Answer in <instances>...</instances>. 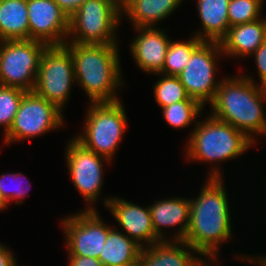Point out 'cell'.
<instances>
[{"label":"cell","instance_id":"cell-1","mask_svg":"<svg viewBox=\"0 0 266 266\" xmlns=\"http://www.w3.org/2000/svg\"><path fill=\"white\" fill-rule=\"evenodd\" d=\"M206 179L198 196L189 199L190 222L183 241L202 258L217 259L221 244L232 239V216L224 178Z\"/></svg>","mask_w":266,"mask_h":266},{"label":"cell","instance_id":"cell-2","mask_svg":"<svg viewBox=\"0 0 266 266\" xmlns=\"http://www.w3.org/2000/svg\"><path fill=\"white\" fill-rule=\"evenodd\" d=\"M266 92L249 75L221 78L211 115L224 121L256 142L255 136L266 135ZM258 134V135H257Z\"/></svg>","mask_w":266,"mask_h":266},{"label":"cell","instance_id":"cell-3","mask_svg":"<svg viewBox=\"0 0 266 266\" xmlns=\"http://www.w3.org/2000/svg\"><path fill=\"white\" fill-rule=\"evenodd\" d=\"M71 52L75 82L90 103L116 102L123 87L118 44H64Z\"/></svg>","mask_w":266,"mask_h":266},{"label":"cell","instance_id":"cell-4","mask_svg":"<svg viewBox=\"0 0 266 266\" xmlns=\"http://www.w3.org/2000/svg\"><path fill=\"white\" fill-rule=\"evenodd\" d=\"M203 121H197L187 139L186 158L216 165L209 170L208 178H222L220 162L236 159L255 144L232 125L211 114ZM221 171V172H220Z\"/></svg>","mask_w":266,"mask_h":266},{"label":"cell","instance_id":"cell-5","mask_svg":"<svg viewBox=\"0 0 266 266\" xmlns=\"http://www.w3.org/2000/svg\"><path fill=\"white\" fill-rule=\"evenodd\" d=\"M82 132L74 138L84 147L110 162L127 129V114L121 100L91 103Z\"/></svg>","mask_w":266,"mask_h":266},{"label":"cell","instance_id":"cell-6","mask_svg":"<svg viewBox=\"0 0 266 266\" xmlns=\"http://www.w3.org/2000/svg\"><path fill=\"white\" fill-rule=\"evenodd\" d=\"M121 19V9L113 1L86 0L69 18L66 43L118 44L116 31Z\"/></svg>","mask_w":266,"mask_h":266},{"label":"cell","instance_id":"cell-7","mask_svg":"<svg viewBox=\"0 0 266 266\" xmlns=\"http://www.w3.org/2000/svg\"><path fill=\"white\" fill-rule=\"evenodd\" d=\"M47 46L32 39L0 41V85L33 92L40 59Z\"/></svg>","mask_w":266,"mask_h":266},{"label":"cell","instance_id":"cell-8","mask_svg":"<svg viewBox=\"0 0 266 266\" xmlns=\"http://www.w3.org/2000/svg\"><path fill=\"white\" fill-rule=\"evenodd\" d=\"M73 84L74 63L70 50L65 45L47 46L40 59L33 92L62 111Z\"/></svg>","mask_w":266,"mask_h":266},{"label":"cell","instance_id":"cell-9","mask_svg":"<svg viewBox=\"0 0 266 266\" xmlns=\"http://www.w3.org/2000/svg\"><path fill=\"white\" fill-rule=\"evenodd\" d=\"M62 113L63 111L46 99L34 92H26L9 131L3 135L4 144L33 139L59 129L64 123Z\"/></svg>","mask_w":266,"mask_h":266},{"label":"cell","instance_id":"cell-10","mask_svg":"<svg viewBox=\"0 0 266 266\" xmlns=\"http://www.w3.org/2000/svg\"><path fill=\"white\" fill-rule=\"evenodd\" d=\"M224 56L220 42L203 41L193 52L184 70L178 75L187 95L203 106L211 103L221 80H216L218 58Z\"/></svg>","mask_w":266,"mask_h":266},{"label":"cell","instance_id":"cell-11","mask_svg":"<svg viewBox=\"0 0 266 266\" xmlns=\"http://www.w3.org/2000/svg\"><path fill=\"white\" fill-rule=\"evenodd\" d=\"M68 142L65 160L71 180L86 203H89L84 210H96L92 205L101 195L104 180L103 166H105L103 162L109 164L111 162L84 147L74 137Z\"/></svg>","mask_w":266,"mask_h":266},{"label":"cell","instance_id":"cell-12","mask_svg":"<svg viewBox=\"0 0 266 266\" xmlns=\"http://www.w3.org/2000/svg\"><path fill=\"white\" fill-rule=\"evenodd\" d=\"M68 255L98 258L109 231L96 210H82L61 220Z\"/></svg>","mask_w":266,"mask_h":266},{"label":"cell","instance_id":"cell-13","mask_svg":"<svg viewBox=\"0 0 266 266\" xmlns=\"http://www.w3.org/2000/svg\"><path fill=\"white\" fill-rule=\"evenodd\" d=\"M29 39L48 46L64 45L69 34V18L54 0H27Z\"/></svg>","mask_w":266,"mask_h":266},{"label":"cell","instance_id":"cell-14","mask_svg":"<svg viewBox=\"0 0 266 266\" xmlns=\"http://www.w3.org/2000/svg\"><path fill=\"white\" fill-rule=\"evenodd\" d=\"M103 203L124 230L123 233L140 246L148 247L162 241L153 229L149 205L141 207L118 197L104 198Z\"/></svg>","mask_w":266,"mask_h":266},{"label":"cell","instance_id":"cell-15","mask_svg":"<svg viewBox=\"0 0 266 266\" xmlns=\"http://www.w3.org/2000/svg\"><path fill=\"white\" fill-rule=\"evenodd\" d=\"M138 34L130 43V53L137 66L146 73H160L171 39L159 27L134 28Z\"/></svg>","mask_w":266,"mask_h":266},{"label":"cell","instance_id":"cell-16","mask_svg":"<svg viewBox=\"0 0 266 266\" xmlns=\"http://www.w3.org/2000/svg\"><path fill=\"white\" fill-rule=\"evenodd\" d=\"M152 226L155 234L161 240H184L190 222V200L189 198L173 197L156 200L149 206ZM178 226V231L170 236L163 233V228ZM180 225V226H179ZM166 236V237H165Z\"/></svg>","mask_w":266,"mask_h":266},{"label":"cell","instance_id":"cell-17","mask_svg":"<svg viewBox=\"0 0 266 266\" xmlns=\"http://www.w3.org/2000/svg\"><path fill=\"white\" fill-rule=\"evenodd\" d=\"M203 259L183 240H162L143 247L139 256L141 266H197Z\"/></svg>","mask_w":266,"mask_h":266},{"label":"cell","instance_id":"cell-18","mask_svg":"<svg viewBox=\"0 0 266 266\" xmlns=\"http://www.w3.org/2000/svg\"><path fill=\"white\" fill-rule=\"evenodd\" d=\"M266 40V17L229 28L220 41L222 53L227 57L251 56Z\"/></svg>","mask_w":266,"mask_h":266},{"label":"cell","instance_id":"cell-19","mask_svg":"<svg viewBox=\"0 0 266 266\" xmlns=\"http://www.w3.org/2000/svg\"><path fill=\"white\" fill-rule=\"evenodd\" d=\"M230 0H196V8L203 26L194 35L203 41L220 42L230 28L228 5Z\"/></svg>","mask_w":266,"mask_h":266},{"label":"cell","instance_id":"cell-20","mask_svg":"<svg viewBox=\"0 0 266 266\" xmlns=\"http://www.w3.org/2000/svg\"><path fill=\"white\" fill-rule=\"evenodd\" d=\"M183 0H131L121 9V14L129 18L137 27H157L156 24L165 20Z\"/></svg>","mask_w":266,"mask_h":266},{"label":"cell","instance_id":"cell-21","mask_svg":"<svg viewBox=\"0 0 266 266\" xmlns=\"http://www.w3.org/2000/svg\"><path fill=\"white\" fill-rule=\"evenodd\" d=\"M27 39V0H0V41Z\"/></svg>","mask_w":266,"mask_h":266},{"label":"cell","instance_id":"cell-22","mask_svg":"<svg viewBox=\"0 0 266 266\" xmlns=\"http://www.w3.org/2000/svg\"><path fill=\"white\" fill-rule=\"evenodd\" d=\"M142 246L118 229L109 231L99 260L104 266H123L139 259Z\"/></svg>","mask_w":266,"mask_h":266},{"label":"cell","instance_id":"cell-23","mask_svg":"<svg viewBox=\"0 0 266 266\" xmlns=\"http://www.w3.org/2000/svg\"><path fill=\"white\" fill-rule=\"evenodd\" d=\"M203 42V40L192 35L187 41H170L165 63L159 74L178 76L186 67L192 52Z\"/></svg>","mask_w":266,"mask_h":266},{"label":"cell","instance_id":"cell-24","mask_svg":"<svg viewBox=\"0 0 266 266\" xmlns=\"http://www.w3.org/2000/svg\"><path fill=\"white\" fill-rule=\"evenodd\" d=\"M203 108L205 107L197 100H182L161 110L164 120L169 126L175 129H183L187 128L193 121L196 124L197 116L199 117L202 114Z\"/></svg>","mask_w":266,"mask_h":266},{"label":"cell","instance_id":"cell-25","mask_svg":"<svg viewBox=\"0 0 266 266\" xmlns=\"http://www.w3.org/2000/svg\"><path fill=\"white\" fill-rule=\"evenodd\" d=\"M157 75H161V79L155 82L153 91L154 99L161 108L182 100H196L187 95L184 85L178 76H168L159 73Z\"/></svg>","mask_w":266,"mask_h":266},{"label":"cell","instance_id":"cell-26","mask_svg":"<svg viewBox=\"0 0 266 266\" xmlns=\"http://www.w3.org/2000/svg\"><path fill=\"white\" fill-rule=\"evenodd\" d=\"M25 93L16 87L0 85V127L3 126V135L9 131Z\"/></svg>","mask_w":266,"mask_h":266},{"label":"cell","instance_id":"cell-27","mask_svg":"<svg viewBox=\"0 0 266 266\" xmlns=\"http://www.w3.org/2000/svg\"><path fill=\"white\" fill-rule=\"evenodd\" d=\"M264 0H230L228 20L230 27L258 20L261 17Z\"/></svg>","mask_w":266,"mask_h":266},{"label":"cell","instance_id":"cell-28","mask_svg":"<svg viewBox=\"0 0 266 266\" xmlns=\"http://www.w3.org/2000/svg\"><path fill=\"white\" fill-rule=\"evenodd\" d=\"M23 176L24 175L20 172L0 175V199L4 203L6 208L8 207V205H10V202L14 200L17 201L14 202L16 203V205L22 204L24 201L22 199L27 196V191L29 190L28 186L31 184L27 183V185L26 183H24V185H26L24 186L23 181H21V179L24 178Z\"/></svg>","mask_w":266,"mask_h":266},{"label":"cell","instance_id":"cell-29","mask_svg":"<svg viewBox=\"0 0 266 266\" xmlns=\"http://www.w3.org/2000/svg\"><path fill=\"white\" fill-rule=\"evenodd\" d=\"M255 57V63L258 70V76L260 78L259 85L266 86V40L262 45L251 55Z\"/></svg>","mask_w":266,"mask_h":266},{"label":"cell","instance_id":"cell-30","mask_svg":"<svg viewBox=\"0 0 266 266\" xmlns=\"http://www.w3.org/2000/svg\"><path fill=\"white\" fill-rule=\"evenodd\" d=\"M68 266H104L98 258L69 255Z\"/></svg>","mask_w":266,"mask_h":266},{"label":"cell","instance_id":"cell-31","mask_svg":"<svg viewBox=\"0 0 266 266\" xmlns=\"http://www.w3.org/2000/svg\"><path fill=\"white\" fill-rule=\"evenodd\" d=\"M60 9L70 18L86 0H54Z\"/></svg>","mask_w":266,"mask_h":266},{"label":"cell","instance_id":"cell-32","mask_svg":"<svg viewBox=\"0 0 266 266\" xmlns=\"http://www.w3.org/2000/svg\"><path fill=\"white\" fill-rule=\"evenodd\" d=\"M5 244L0 243V266H17L15 256L11 248H7Z\"/></svg>","mask_w":266,"mask_h":266},{"label":"cell","instance_id":"cell-33","mask_svg":"<svg viewBox=\"0 0 266 266\" xmlns=\"http://www.w3.org/2000/svg\"><path fill=\"white\" fill-rule=\"evenodd\" d=\"M254 255H251V257H244L243 255H239V257L236 255L237 259H242V260H246L247 262H250V264H257L259 266H266V256L265 255H262L260 258L259 256H256V257H252ZM241 257V258H240Z\"/></svg>","mask_w":266,"mask_h":266},{"label":"cell","instance_id":"cell-34","mask_svg":"<svg viewBox=\"0 0 266 266\" xmlns=\"http://www.w3.org/2000/svg\"><path fill=\"white\" fill-rule=\"evenodd\" d=\"M216 260H218V258L217 259H211V261H210V259H203L197 266H211V265H213L215 262V264L217 265V261ZM209 262H212V263H209Z\"/></svg>","mask_w":266,"mask_h":266},{"label":"cell","instance_id":"cell-35","mask_svg":"<svg viewBox=\"0 0 266 266\" xmlns=\"http://www.w3.org/2000/svg\"><path fill=\"white\" fill-rule=\"evenodd\" d=\"M123 266H141V265H140L139 259H137L136 261L129 263V264H126V265H123Z\"/></svg>","mask_w":266,"mask_h":266},{"label":"cell","instance_id":"cell-36","mask_svg":"<svg viewBox=\"0 0 266 266\" xmlns=\"http://www.w3.org/2000/svg\"><path fill=\"white\" fill-rule=\"evenodd\" d=\"M131 0H120V9H122L126 4H128Z\"/></svg>","mask_w":266,"mask_h":266},{"label":"cell","instance_id":"cell-37","mask_svg":"<svg viewBox=\"0 0 266 266\" xmlns=\"http://www.w3.org/2000/svg\"><path fill=\"white\" fill-rule=\"evenodd\" d=\"M4 209H6V207H5L4 203L0 199V211H2Z\"/></svg>","mask_w":266,"mask_h":266},{"label":"cell","instance_id":"cell-38","mask_svg":"<svg viewBox=\"0 0 266 266\" xmlns=\"http://www.w3.org/2000/svg\"><path fill=\"white\" fill-rule=\"evenodd\" d=\"M120 8V0H111Z\"/></svg>","mask_w":266,"mask_h":266}]
</instances>
